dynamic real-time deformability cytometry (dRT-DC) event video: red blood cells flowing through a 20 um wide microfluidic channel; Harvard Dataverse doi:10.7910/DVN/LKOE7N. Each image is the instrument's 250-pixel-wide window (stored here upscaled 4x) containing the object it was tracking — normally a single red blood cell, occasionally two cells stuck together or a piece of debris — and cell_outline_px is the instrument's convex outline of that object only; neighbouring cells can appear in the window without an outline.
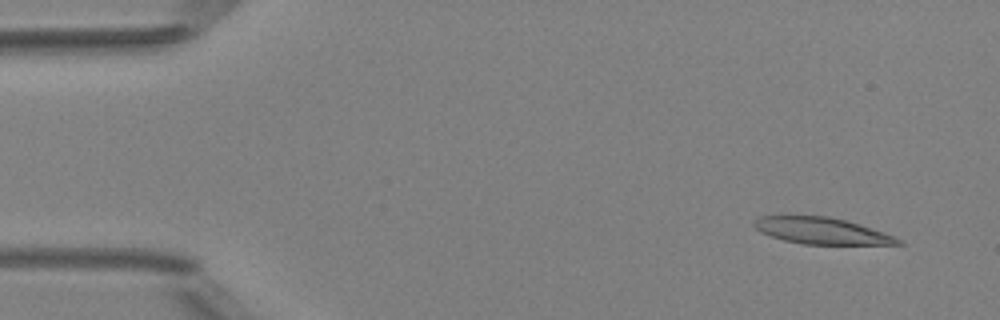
{"species": "Egyptian fruit bat (a non-hibernating species)", "species_latin": "Rousettus aegyptiacus", "temperature_condition": "room temperature", "stored_images_in_passage": 4, "camera_frame_rate_fps": 3000, "um_per_image_px": 0.085, "animal": {"sex": "female"}, "frame": {"image": 1, "passage_image": 1, "time_ms": 0.0, "image_size_px": [1000, 320], "cell_outline_px": [[904, 244], [804, 244], [784, 240], [760, 232], [752, 224], [752, 220], [760, 216], [828, 216], [860, 224], [884, 232], [900, 240]], "centroid_in_image_um": [69.79, 19.61], "position_along_channel_um": 15.2, "area_um2": 21.96}}